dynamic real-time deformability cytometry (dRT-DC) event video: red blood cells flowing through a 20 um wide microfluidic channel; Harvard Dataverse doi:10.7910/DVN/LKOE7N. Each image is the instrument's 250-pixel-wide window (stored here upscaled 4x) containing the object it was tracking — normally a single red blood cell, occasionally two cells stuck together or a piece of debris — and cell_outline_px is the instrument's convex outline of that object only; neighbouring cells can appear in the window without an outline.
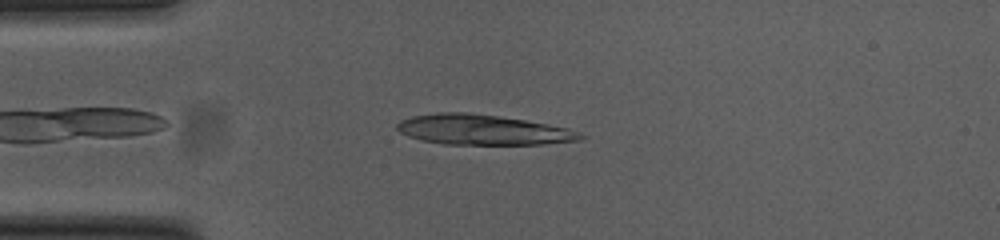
{"species": "common noctule bat (a hibernating species)", "species_latin": "Nyctalus noctula", "temperature_condition": "cold", "stored_images_in_passage": 37, "camera_frame_rate_fps": 3000, "um_per_image_px": 0.085, "animal": {"sex": "female", "body_mass_g": 23.0, "forearm_length_mm": 53.4}, "frame": {"image": 1, "passage_image": 5, "time_ms": 1.333, "image_size_px": [1000, 240], "cell_outline_px": [[584, 136], [580, 140], [544, 144], [444, 144], [420, 140], [408, 136], [400, 132], [396, 128], [396, 124], [400, 120], [412, 116], [440, 112], [468, 112], [524, 120], [548, 124], [568, 128], [580, 132]], "centroid_in_image_um": [41.0, 11.03], "position_along_channel_um": 44.0, "area_um2": 32.14}}